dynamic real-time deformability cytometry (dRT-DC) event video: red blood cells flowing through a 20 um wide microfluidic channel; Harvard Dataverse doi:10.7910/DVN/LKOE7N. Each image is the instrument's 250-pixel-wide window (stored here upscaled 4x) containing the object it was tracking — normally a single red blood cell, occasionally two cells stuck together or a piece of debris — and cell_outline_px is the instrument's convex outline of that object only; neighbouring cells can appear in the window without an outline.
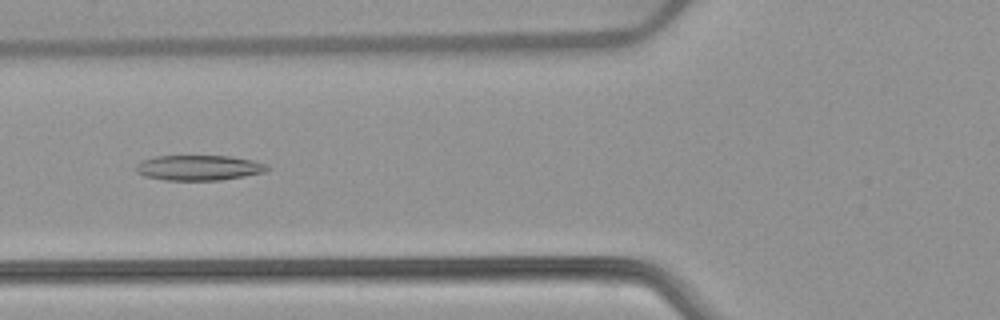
{"species": "common noctule bat (a hibernating species)", "species_latin": "Nyctalus noctula", "temperature_condition": "warm", "stored_images_in_passage": 52, "camera_frame_rate_fps": 3000, "um_per_image_px": 0.085, "animal": {"sex": "female", "body_mass_g": 22.7, "forearm_length_mm": 54.2}, "frame": {"image": 1, "passage_image": 20, "time_ms": 6.333, "image_size_px": [1000, 320], "cell_outline_px": [[272, 168], [264, 172], [244, 176], [220, 180], [164, 180], [144, 176], [136, 172], [136, 164], [140, 160], [156, 156], [232, 156], [252, 160], [268, 164]], "centroid_in_image_um": [16.9, 14.25], "position_along_channel_um": 108.9, "area_um2": 19.48}}
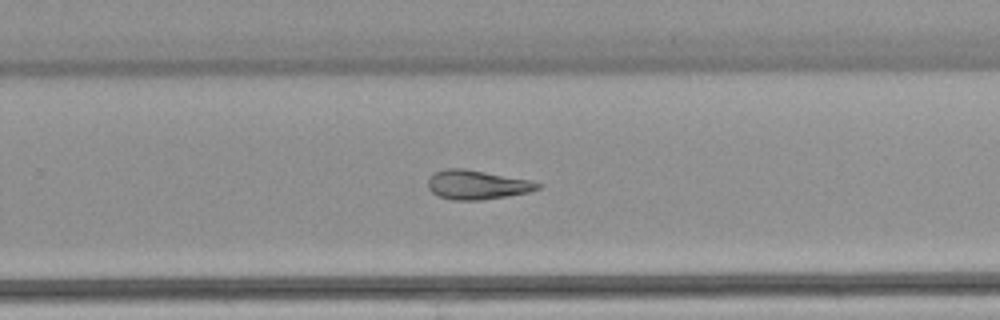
{"frame": {"image": 2, "passage_image": 34, "time_ms": 11.0, "image_size_px": [1000, 320], "cell_outline_px": [[544, 184], [540, 188], [528, 192], [508, 196], [480, 200], [452, 200], [440, 196], [432, 192], [428, 188], [428, 180], [432, 172], [444, 168], [464, 168], [528, 180]], "centroid_in_image_um": [40.51, 15.7], "position_along_channel_um": 289.3, "area_um2": 18.67}}
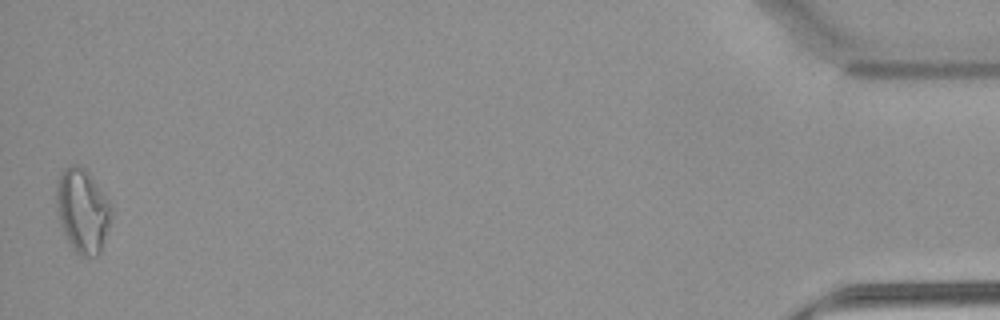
{"frame": {"image": 3, "passage_image": 52, "time_ms": 17.0, "image_size_px": [1000, 320], "cell_outline_px": [[112, 212], [108, 228], [100, 252], [96, 256], [80, 256], [68, 244], [60, 228], [56, 208], [56, 184], [64, 168], [72, 164], [76, 164], [84, 168], [92, 176], [112, 204]], "centroid_in_image_um": [7.0, 17.91], "position_along_channel_um": 428.2, "area_um2": 27.28}, "authors_computed_cell_mechanics": {"area_um2": 20.9525, "velocity_mm_per_s": 3.8699, "shape_relaxation_time_tau1_ms": null, "shape_relaxation_time_tau2_ms": 10.6722, "deformation_change_tau1": null, "deformation_change_tau2": 0.2728}}